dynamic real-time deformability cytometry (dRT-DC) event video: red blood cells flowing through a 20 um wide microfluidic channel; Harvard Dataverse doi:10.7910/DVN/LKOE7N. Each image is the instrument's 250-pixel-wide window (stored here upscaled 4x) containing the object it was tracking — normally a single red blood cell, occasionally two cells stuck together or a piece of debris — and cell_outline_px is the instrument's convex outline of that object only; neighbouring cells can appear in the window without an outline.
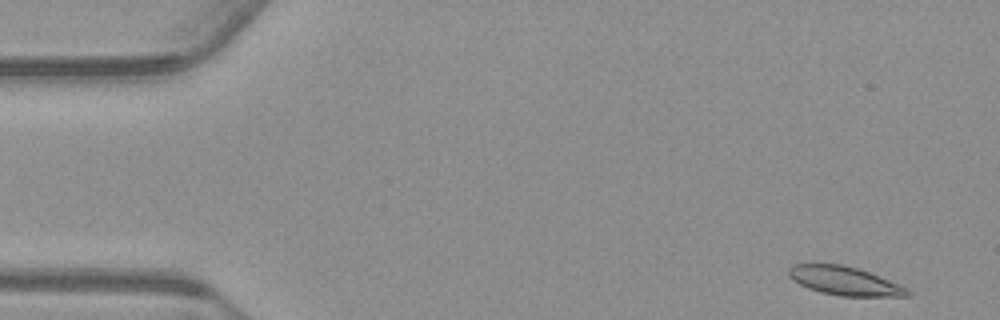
{"species": "common noctule bat (a hibernating species)", "species_latin": "Nyctalus noctula", "temperature_condition": "warm", "stored_images_in_passage": 53, "camera_frame_rate_fps": 3000, "um_per_image_px": 0.085, "animal": {"sex": "male", "body_mass_g": 23.1, "forearm_length_mm": 52.7}, "frame": {"image": 1, "passage_image": 2, "time_ms": 0.333, "image_size_px": [1000, 320], "cell_outline_px": [[912, 296], [840, 296], [820, 292], [808, 288], [792, 280], [788, 276], [788, 268], [792, 264], [840, 264], [856, 268], [868, 272], [888, 280], [912, 292]], "centroid_in_image_um": [71.73, 23.88], "position_along_channel_um": 13.3, "area_um2": 19.59}}
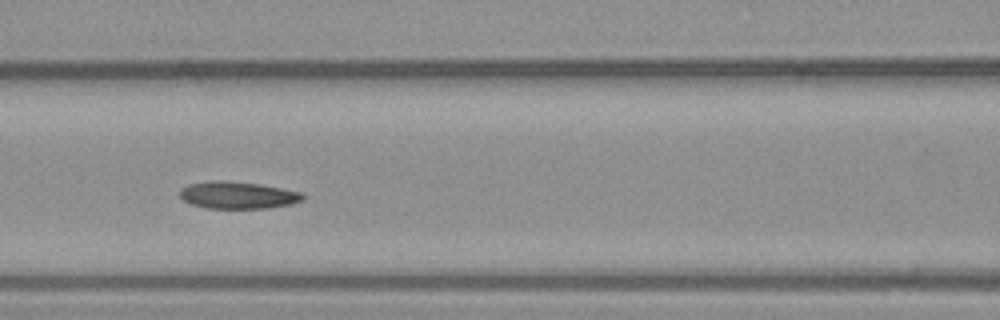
{"frame": {"image": 2, "passage_image": 22, "time_ms": 7.0, "image_size_px": [1000, 320], "cell_outline_px": [[304, 200], [292, 204], [268, 208], [208, 208], [192, 204], [184, 200], [180, 196], [180, 188], [188, 184], [212, 180], [220, 180], [260, 184], [304, 192]], "centroid_in_image_um": [20.24, 16.58], "position_along_channel_um": 146.4, "area_um2": 19.54}}
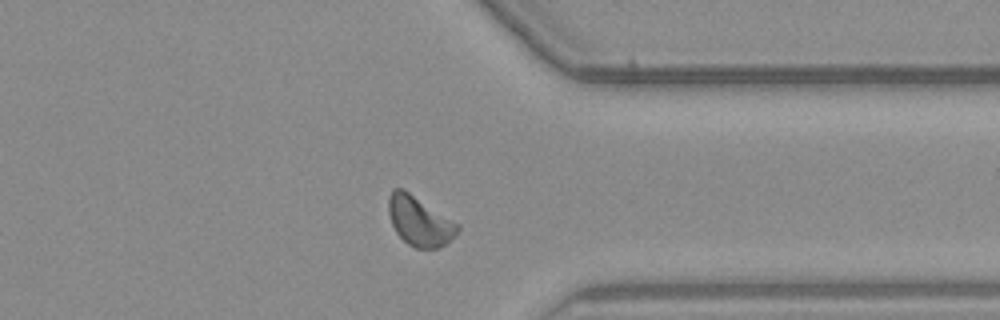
{"frame": {"image": 3, "passage_image": 41, "time_ms": 13.333, "image_size_px": [1000, 320], "cell_outline_px": [[460, 228], [440, 248], [416, 248], [408, 244], [396, 232], [392, 224], [388, 212], [388, 196], [392, 188], [404, 188], [460, 224]], "centroid_in_image_um": [35.63, 18.75], "position_along_channel_um": 375.8, "area_um2": 19.94}}